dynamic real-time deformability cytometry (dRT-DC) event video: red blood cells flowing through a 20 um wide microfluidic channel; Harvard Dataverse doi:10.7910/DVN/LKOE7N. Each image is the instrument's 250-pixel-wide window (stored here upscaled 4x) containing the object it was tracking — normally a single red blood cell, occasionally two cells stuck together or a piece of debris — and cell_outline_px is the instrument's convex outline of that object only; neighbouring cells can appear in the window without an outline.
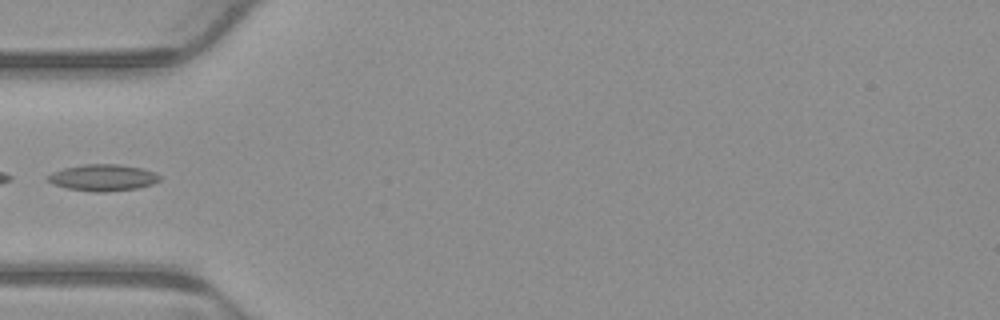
{"species": "common noctule bat (a hibernating species)", "species_latin": "Nyctalus noctula", "temperature_condition": "warm", "stored_images_in_passage": 4, "camera_frame_rate_fps": 3000, "um_per_image_px": 0.085, "animal": {"sex": "male", "body_mass_g": 23.1, "forearm_length_mm": 52.7}, "frame": {"image": 1, "passage_image": 4, "time_ms": 1.0, "image_size_px": [1000, 320], "cell_outline_px": [[160, 180], [152, 184], [136, 188], [108, 192], [92, 192], [68, 188], [52, 184], [44, 180], [44, 176], [52, 172], [64, 168], [84, 164], [120, 164], [140, 168], [156, 172], [160, 176]], "centroid_in_image_um": [8.69, 15.1], "position_along_channel_um": 76.3, "area_um2": 17.51}}